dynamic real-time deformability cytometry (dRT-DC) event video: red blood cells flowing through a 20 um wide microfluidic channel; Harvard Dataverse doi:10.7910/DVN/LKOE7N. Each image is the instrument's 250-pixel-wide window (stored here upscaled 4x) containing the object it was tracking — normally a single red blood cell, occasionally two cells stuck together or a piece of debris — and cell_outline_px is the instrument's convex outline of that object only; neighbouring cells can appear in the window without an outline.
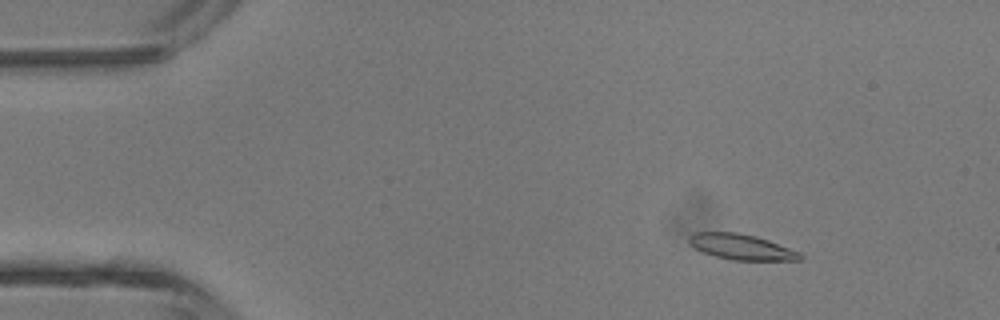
{"species": "common noctule bat (a hibernating species)", "species_latin": "Nyctalus noctula", "temperature_condition": "room temperature", "stored_images_in_passage": 5, "camera_frame_rate_fps": 3000, "um_per_image_px": 0.085, "animal": {"sex": "male", "body_mass_g": 13.3}, "frame": {"image": 1, "passage_image": 2, "time_ms": 1.333, "image_size_px": [1000, 320], "cell_outline_px": [[804, 256], [800, 260], [732, 260], [716, 256], [704, 252], [688, 244], [688, 236], [692, 232], [736, 232], [756, 236], [768, 240], [800, 252]], "centroid_in_image_um": [63.0, 20.98], "position_along_channel_um": 22.0, "area_um2": 16.53}}